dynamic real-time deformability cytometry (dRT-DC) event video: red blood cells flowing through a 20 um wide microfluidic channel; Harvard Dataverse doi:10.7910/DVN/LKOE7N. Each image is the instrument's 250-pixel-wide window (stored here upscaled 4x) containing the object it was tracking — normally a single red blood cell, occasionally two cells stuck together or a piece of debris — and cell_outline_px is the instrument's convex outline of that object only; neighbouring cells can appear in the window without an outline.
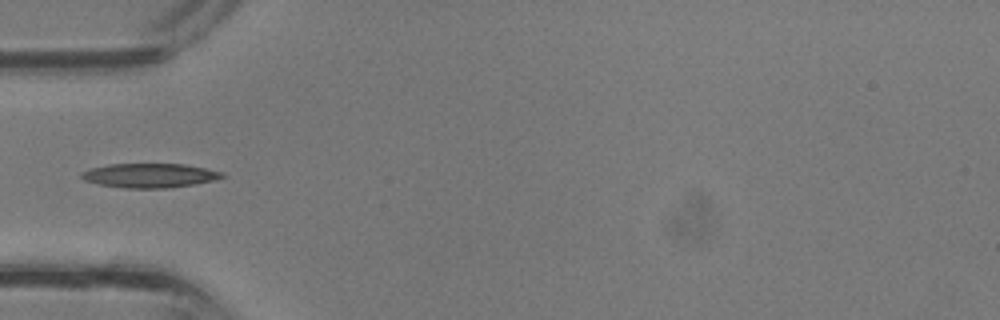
{"species": "common noctule bat (a hibernating species)", "species_latin": "Nyctalus noctula", "temperature_condition": "room temperature", "stored_images_in_passage": 27, "camera_frame_rate_fps": 3000, "um_per_image_px": 0.085, "animal": {"sex": "male", "body_mass_g": 13.3}, "frame": {"image": 1, "passage_image": 8, "time_ms": 2.333, "image_size_px": [1000, 320], "cell_outline_px": [[224, 176], [212, 180], [192, 184], [168, 188], [128, 188], [100, 184], [84, 180], [80, 176], [80, 172], [92, 168], [108, 164], [184, 164], [224, 172]], "centroid_in_image_um": [12.69, 14.91], "position_along_channel_um": 72.3, "area_um2": 19.59}}
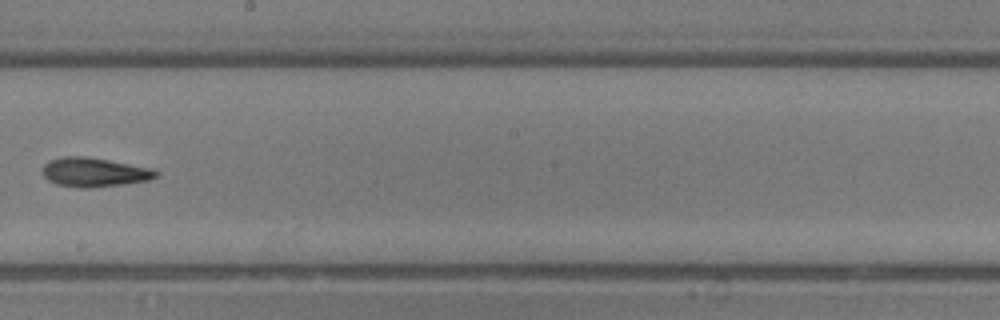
{"frame": {"image": 2, "passage_image": 17, "time_ms": 5.333, "image_size_px": [1000, 320], "cell_outline_px": [[160, 176], [148, 180], [92, 188], [80, 188], [56, 184], [48, 180], [40, 172], [44, 164], [52, 160], [64, 156], [84, 156], [156, 168], [160, 172]], "centroid_in_image_um": [8.05, 14.64], "position_along_channel_um": 240.2, "area_um2": 19.48}}
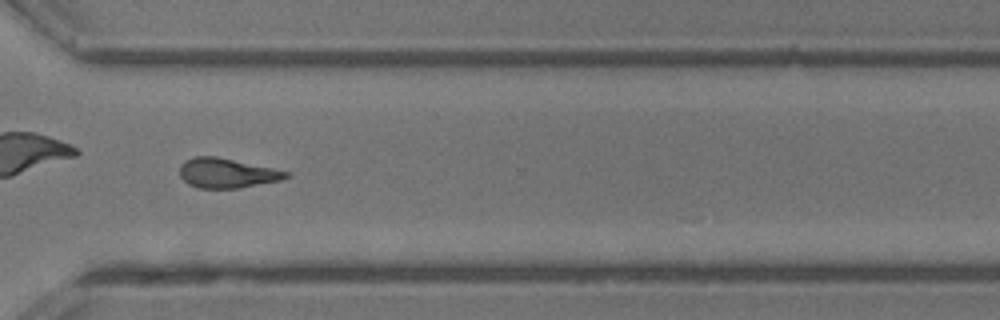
{"frame": {"image": 3, "passage_image": 23, "time_ms": 7.333, "image_size_px": [1000, 320], "cell_outline_px": [[288, 176], [280, 180], [240, 188], [200, 188], [188, 184], [180, 176], [180, 164], [196, 156], [216, 156], [272, 168], [288, 172]], "centroid_in_image_um": [19.25, 14.71], "position_along_channel_um": 351.3, "area_um2": 18.09}}